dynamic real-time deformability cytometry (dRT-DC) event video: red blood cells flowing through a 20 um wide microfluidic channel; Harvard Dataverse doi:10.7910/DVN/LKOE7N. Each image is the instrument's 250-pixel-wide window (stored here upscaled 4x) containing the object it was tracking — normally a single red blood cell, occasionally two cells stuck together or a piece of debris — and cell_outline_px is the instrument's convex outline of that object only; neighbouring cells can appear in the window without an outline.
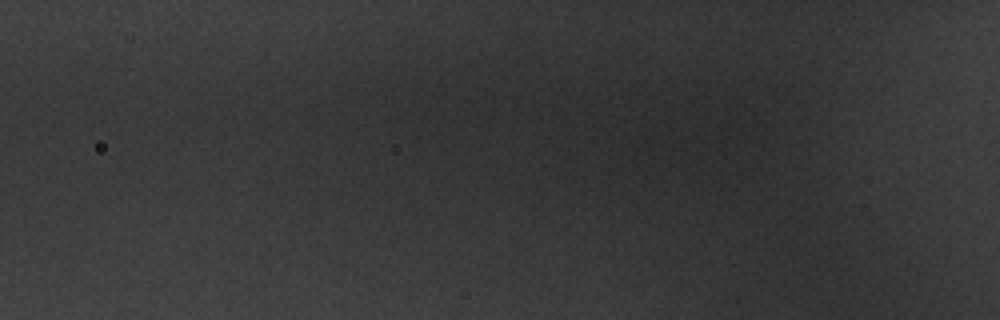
{"species": "common noctule bat (a hibernating species)", "species_latin": "Nyctalus noctula", "temperature_condition": "warm", "stored_images_in_passage": 4, "camera_frame_rate_fps": 3000, "um_per_image_px": 0.085, "animal": {"sex": "male", "body_mass_g": 20.1, "forearm_length_mm": 53.5}, "frame": {"image": 1, "passage_image": 3, "time_ms": 0.667, "image_size_px": [1000, 320], "cell_outline_px": [[784, 148], [776, 152], [752, 160], [724, 156], [700, 152], [692, 140], [696, 124], [740, 108], [784, 120]], "centroid_in_image_um": [62.93, 11.48], "position_along_channel_um": 62.9, "area_um2": 25.89}}